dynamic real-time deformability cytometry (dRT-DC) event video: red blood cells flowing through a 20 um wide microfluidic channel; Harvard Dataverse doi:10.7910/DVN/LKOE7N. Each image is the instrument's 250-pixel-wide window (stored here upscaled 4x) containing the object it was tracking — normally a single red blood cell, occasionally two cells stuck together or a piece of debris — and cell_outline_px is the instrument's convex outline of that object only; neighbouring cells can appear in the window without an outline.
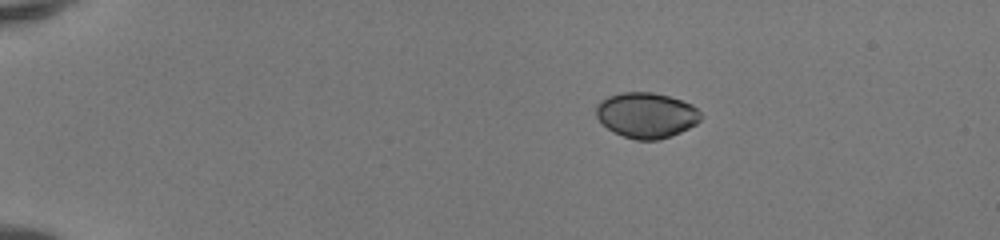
{"species": "human", "species_latin": "Homo sapiens", "temperature_condition": "room temperature", "stored_images_in_passage": 42, "camera_frame_rate_fps": 3000, "um_per_image_px": 0.085, "donor": {"sex": "female"}, "frame": {"image": 1, "passage_image": 1, "time_ms": 0.0, "image_size_px": [1000, 240], "cell_outline_px": [[704, 116], [696, 124], [680, 132], [656, 140], [636, 140], [624, 136], [608, 128], [596, 116], [596, 104], [600, 100], [608, 96], [624, 92], [652, 92], [668, 96], [692, 104]], "centroid_in_image_um": [54.95, 9.78], "position_along_channel_um": 30.1, "area_um2": 27.51}}
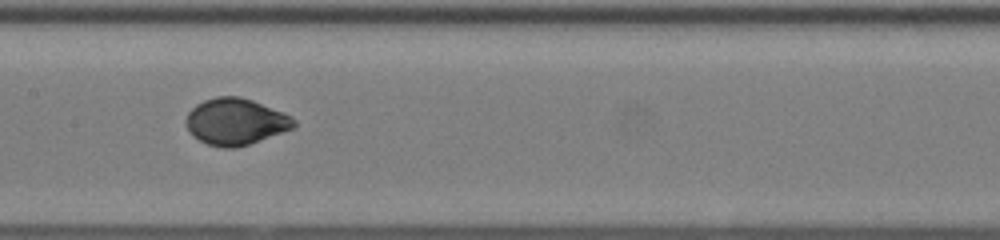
{"frame": {"image": 2, "passage_image": 19, "time_ms": 6.0, "image_size_px": [1000, 240], "cell_outline_px": [[296, 124], [292, 128], [248, 144], [236, 148], [224, 148], [208, 144], [192, 136], [184, 120], [188, 112], [196, 104], [204, 100], [216, 96], [240, 96], [252, 100], [284, 112], [292, 116], [296, 120]], "centroid_in_image_um": [20.0, 10.32], "position_along_channel_um": 187.4, "area_um2": 29.19}}
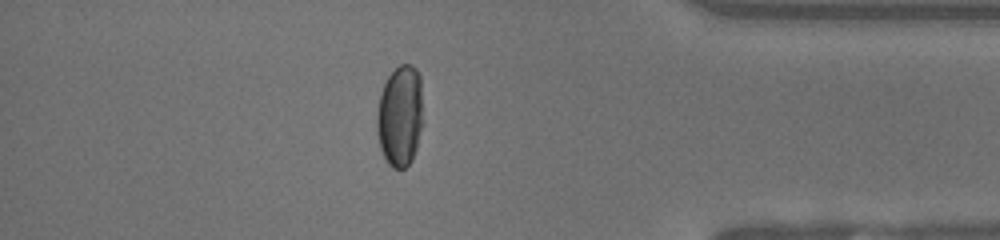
{"frame": {"image": 3, "passage_image": 36, "time_ms": 11.667, "image_size_px": [1000, 240], "cell_outline_px": [[424, 124], [412, 160], [404, 168], [392, 168], [388, 164], [380, 148], [376, 132], [376, 112], [380, 92], [388, 76], [400, 64], [412, 64], [416, 68], [420, 76]], "centroid_in_image_um": [34.01, 9.85], "position_along_channel_um": 401.2, "area_um2": 27.92}, "authors_computed_cell_mechanics": {"area_um2": 28.7266, "velocity_mm_per_s": 4.1552, "shape_relaxation_time_tau1_ms": 3.296, "shape_relaxation_time_tau2_ms": null, "deformation_change_tau1": 0.1759, "deformation_change_tau2": null}}